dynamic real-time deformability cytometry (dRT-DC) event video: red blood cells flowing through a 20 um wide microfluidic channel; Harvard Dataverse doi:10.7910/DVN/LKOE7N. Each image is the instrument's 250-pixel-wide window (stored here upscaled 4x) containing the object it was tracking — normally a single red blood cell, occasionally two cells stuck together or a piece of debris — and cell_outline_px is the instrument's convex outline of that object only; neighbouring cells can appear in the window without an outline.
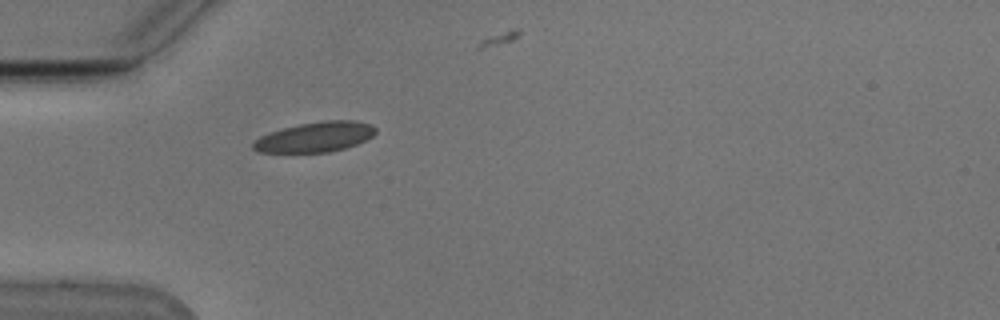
{"species": "Egyptian fruit bat (a non-hibernating species)", "species_latin": "Rousettus aegyptiacus", "temperature_condition": "cold", "stored_images_in_passage": 28, "camera_frame_rate_fps": 3000, "um_per_image_px": 0.085, "animal": {"sex": "male"}, "frame": {"image": 1, "passage_image": 1, "time_ms": 0.0, "image_size_px": [1000, 320], "cell_outline_px": [[376, 132], [372, 136], [356, 144], [344, 148], [328, 152], [256, 152], [252, 148], [252, 144], [260, 136], [284, 128], [300, 124], [324, 120], [356, 120], [372, 124], [376, 128]], "centroid_in_image_um": [26.81, 11.63], "position_along_channel_um": 58.2, "area_um2": 21.27}}
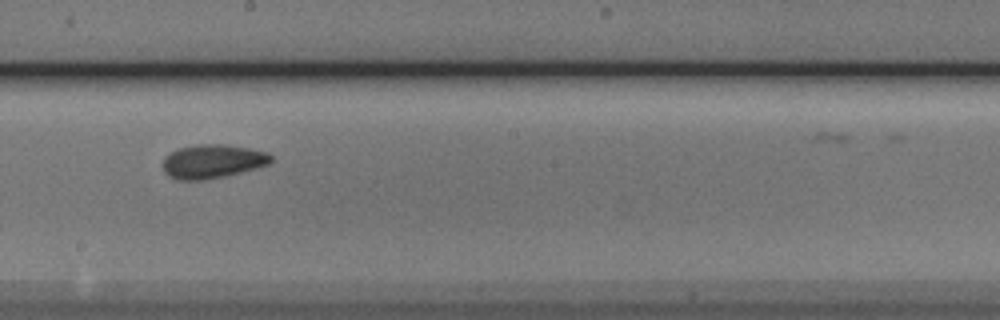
{"frame": {"image": 2, "passage_image": 15, "time_ms": 4.667, "image_size_px": [1000, 320], "cell_outline_px": [[272, 160], [268, 164], [256, 168], [224, 176], [204, 180], [176, 180], [168, 176], [164, 172], [160, 164], [164, 156], [168, 152], [176, 148], [196, 144], [224, 144], [248, 148], [268, 152], [272, 156]], "centroid_in_image_um": [17.98, 13.71], "position_along_channel_um": 230.2, "area_um2": 21.73}}
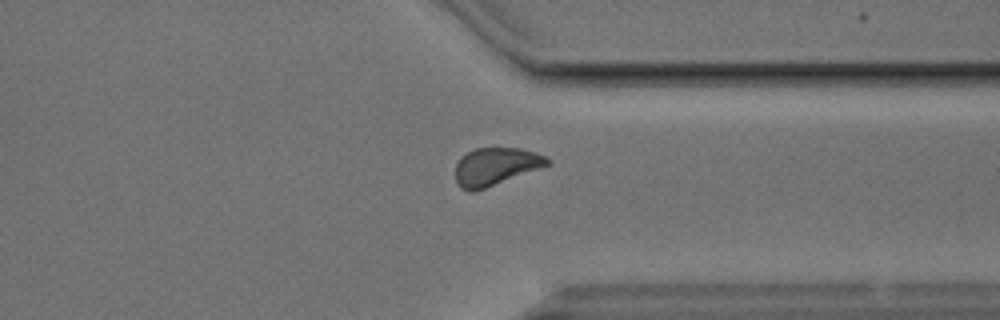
{"frame": {"image": 3, "passage_image": 26, "time_ms": 8.333, "image_size_px": [1000, 320], "cell_outline_px": [[552, 164], [484, 188], [472, 192], [460, 188], [456, 180], [456, 164], [460, 156], [476, 148], [520, 148], [536, 152], [552, 160]], "centroid_in_image_um": [42.14, 14.14], "position_along_channel_um": 369.3, "area_um2": 20.11}}